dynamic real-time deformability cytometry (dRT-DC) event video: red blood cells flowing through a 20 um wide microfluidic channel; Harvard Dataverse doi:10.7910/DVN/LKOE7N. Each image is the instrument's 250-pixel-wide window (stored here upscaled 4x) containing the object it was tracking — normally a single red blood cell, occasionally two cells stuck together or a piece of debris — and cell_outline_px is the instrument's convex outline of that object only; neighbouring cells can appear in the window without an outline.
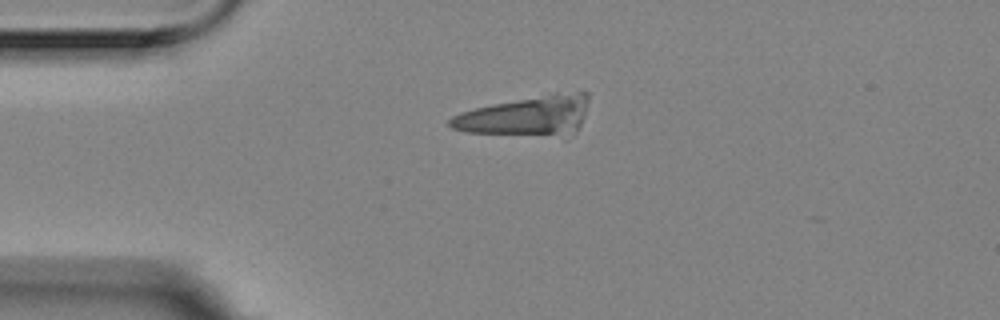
{"species": "Egyptian fruit bat (a non-hibernating species)", "species_latin": "Rousettus aegyptiacus", "temperature_condition": "room temperature", "stored_images_in_passage": 31, "camera_frame_rate_fps": 3000, "um_per_image_px": 0.085, "animal": {"sex": "female"}, "frame": {"image": 1, "passage_image": 1, "time_ms": 0.0, "image_size_px": [1000, 320], "cell_outline_px": [[588, 100], [584, 116], [576, 132], [568, 140], [564, 140], [464, 132], [452, 128], [448, 124], [448, 120], [452, 116], [460, 112], [492, 104], [556, 92], [588, 92]], "centroid_in_image_um": [44.81, 9.93], "position_along_channel_um": 40.2, "area_um2": 33.81}}